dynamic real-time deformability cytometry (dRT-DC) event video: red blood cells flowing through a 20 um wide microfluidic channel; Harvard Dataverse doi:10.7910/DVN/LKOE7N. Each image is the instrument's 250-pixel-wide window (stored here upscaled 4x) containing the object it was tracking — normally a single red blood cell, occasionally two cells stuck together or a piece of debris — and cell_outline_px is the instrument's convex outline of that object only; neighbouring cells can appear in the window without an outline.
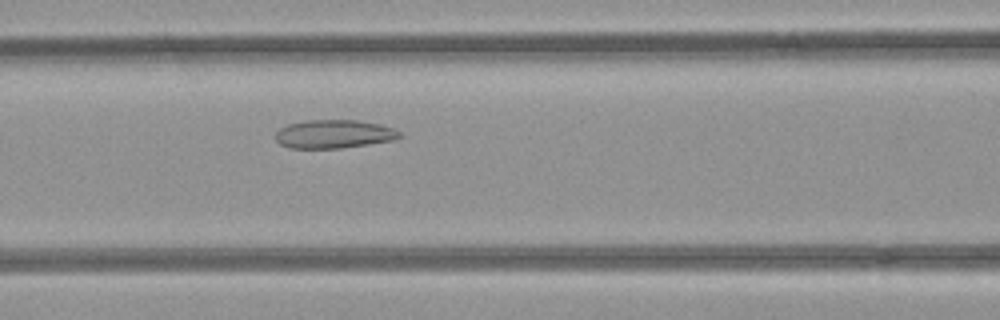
{"species": "common noctule bat (a hibernating species)", "species_latin": "Nyctalus noctula", "temperature_condition": "room temperature", "stored_images_in_passage": 34, "camera_frame_rate_fps": 3000, "um_per_image_px": 0.085, "animal": {"sex": "female", "body_mass_g": 21.9}, "frame": {"image": 1, "passage_image": 10, "time_ms": 3.0, "image_size_px": [1000, 320], "cell_outline_px": [[404, 136], [392, 140], [368, 144], [340, 148], [288, 148], [280, 144], [276, 140], [276, 132], [280, 128], [288, 124], [304, 120], [360, 120], [380, 124], [392, 128], [400, 132]], "centroid_in_image_um": [28.38, 11.39], "position_along_channel_um": 138.2, "area_um2": 20.63}}
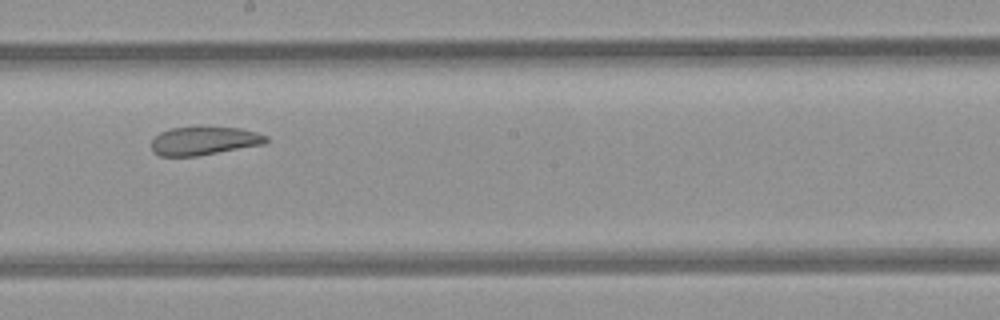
{"frame": {"image": 2, "passage_image": 17, "time_ms": 5.333, "image_size_px": [1000, 320], "cell_outline_px": [[268, 140], [264, 144], [196, 156], [160, 156], [152, 152], [152, 140], [160, 132], [172, 128], [240, 128], [256, 132], [268, 136]], "centroid_in_image_um": [17.34, 11.99], "position_along_channel_um": 230.9, "area_um2": 18.61}}
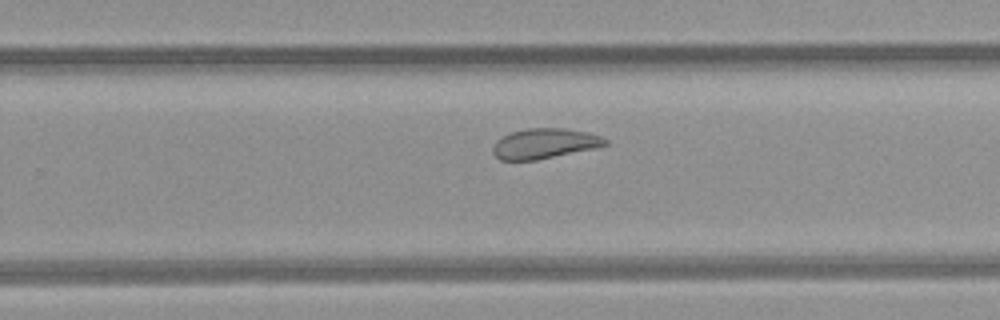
{"frame": {"image": 3, "passage_image": 21, "time_ms": 6.667, "image_size_px": [1000, 320], "cell_outline_px": [[608, 144], [596, 148], [536, 160], [500, 160], [492, 152], [492, 148], [496, 140], [512, 132], [528, 128], [564, 128], [588, 132], [600, 136], [608, 140]], "centroid_in_image_um": [46.29, 12.2], "position_along_channel_um": 283.5, "area_um2": 19.71}, "authors_computed_cell_mechanics": {"area_um2": 20.9814, "velocity_mm_per_s": 3.9766, "shape_relaxation_time_tau1_ms": null, "shape_relaxation_time_tau2_ms": 2.2557, "deformation_change_tau1": null, "deformation_change_tau2": 0.0921}}